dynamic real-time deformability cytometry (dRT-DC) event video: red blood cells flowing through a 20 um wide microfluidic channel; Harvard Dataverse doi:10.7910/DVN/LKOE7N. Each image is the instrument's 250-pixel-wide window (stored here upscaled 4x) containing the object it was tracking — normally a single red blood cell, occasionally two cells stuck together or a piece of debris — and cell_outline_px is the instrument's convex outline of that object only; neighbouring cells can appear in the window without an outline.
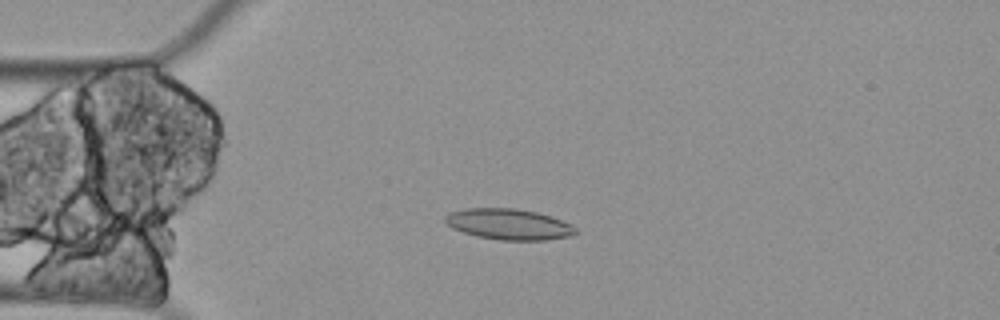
{"species": "Egyptian fruit bat (a non-hibernating species)", "species_latin": "Rousettus aegyptiacus", "temperature_condition": "cold", "stored_images_in_passage": 4, "camera_frame_rate_fps": 3000, "um_per_image_px": 0.085, "animal": {"sex": "female"}, "frame": {"image": 1, "passage_image": 3, "time_ms": 0.667, "image_size_px": [1000, 320], "cell_outline_px": [[580, 232], [572, 236], [544, 240], [500, 240], [476, 236], [452, 228], [444, 220], [444, 216], [448, 212], [464, 208], [516, 208], [536, 212], [552, 216], [576, 228]], "centroid_in_image_um": [43.23, 19.05], "position_along_channel_um": 41.8, "area_um2": 23.58}}